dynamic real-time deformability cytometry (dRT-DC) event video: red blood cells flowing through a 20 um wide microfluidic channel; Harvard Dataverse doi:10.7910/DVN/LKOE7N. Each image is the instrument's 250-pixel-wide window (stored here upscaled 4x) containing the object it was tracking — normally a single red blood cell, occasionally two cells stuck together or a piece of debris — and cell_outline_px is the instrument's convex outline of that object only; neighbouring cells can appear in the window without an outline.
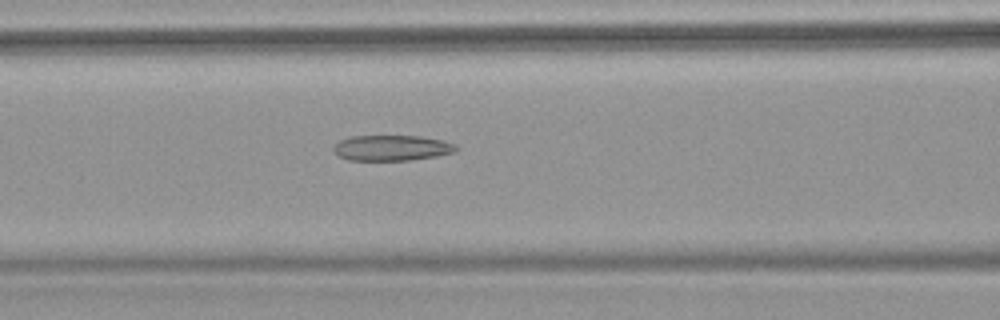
{"species": "common noctule bat (a hibernating species)", "species_latin": "Nyctalus noctula", "temperature_condition": "warm", "stored_images_in_passage": 4, "camera_frame_rate_fps": 3000, "um_per_image_px": 0.085, "animal": {"sex": "female", "body_mass_g": 18.4}, "frame": {"image": 1, "passage_image": 4, "time_ms": 5.333, "image_size_px": [1000, 320], "cell_outline_px": [[460, 148], [456, 152], [436, 156], [412, 160], [348, 160], [340, 156], [332, 148], [340, 140], [352, 136], [420, 136], [444, 140], [456, 144]], "centroid_in_image_um": [33.37, 12.57], "position_along_channel_um": 133.2, "area_um2": 18.32}}